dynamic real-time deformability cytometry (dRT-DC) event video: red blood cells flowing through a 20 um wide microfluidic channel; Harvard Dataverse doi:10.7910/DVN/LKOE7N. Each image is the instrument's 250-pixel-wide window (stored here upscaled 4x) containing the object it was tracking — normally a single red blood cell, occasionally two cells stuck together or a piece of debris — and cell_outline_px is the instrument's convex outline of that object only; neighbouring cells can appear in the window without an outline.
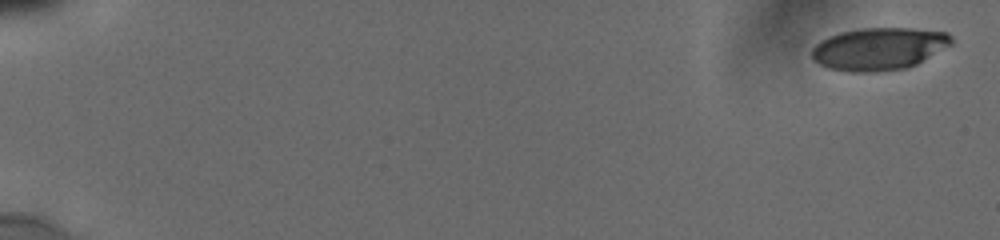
{"species": "human", "species_latin": "Homo sapiens", "temperature_condition": "cold", "stored_images_in_passage": 43, "camera_frame_rate_fps": 3000, "um_per_image_px": 0.085, "donor": {"sex": "male"}, "frame": {"image": 1, "passage_image": 1, "time_ms": 0.0, "image_size_px": [1000, 240], "cell_outline_px": [[952, 44], [916, 64], [908, 68], [876, 72], [848, 72], [828, 68], [820, 64], [812, 56], [812, 48], [820, 40], [828, 36], [840, 32], [860, 28], [912, 28], [948, 32], [952, 36]], "centroid_in_image_um": [74.71, 4.14], "position_along_channel_um": 10.3, "area_um2": 34.68}}
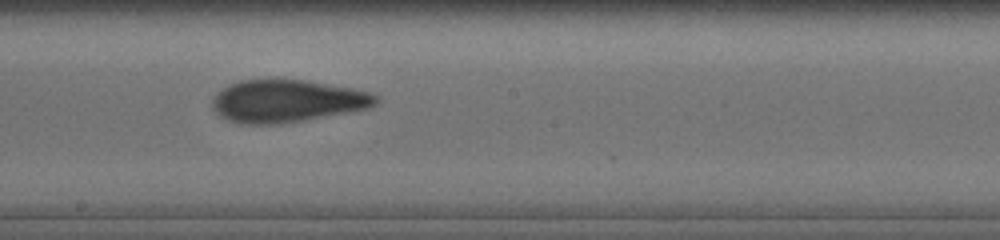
{"frame": {"image": 2, "passage_image": 26, "time_ms": 10.667, "image_size_px": [1000, 240], "cell_outline_px": [[380, 100], [376, 104], [368, 108], [304, 120], [280, 124], [240, 124], [228, 120], [220, 116], [212, 108], [212, 100], [224, 88], [240, 80], [276, 76], [304, 80], [352, 88], [372, 92], [380, 96]], "centroid_in_image_um": [24.41, 8.55], "position_along_channel_um": 223.8, "area_um2": 41.15}}
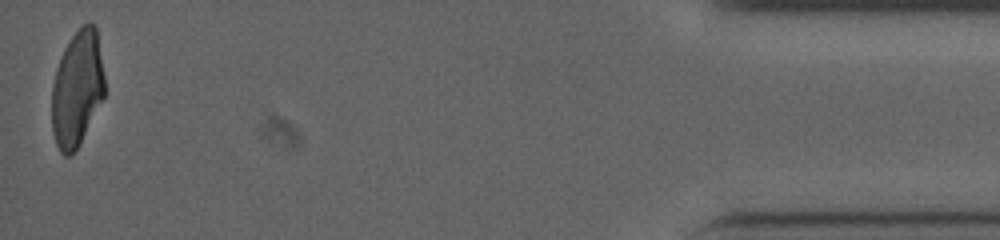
{"frame": {"image": 3, "passage_image": 43, "time_ms": 18.0, "image_size_px": [1000, 240], "cell_outline_px": [[104, 96], [80, 144], [68, 156], [64, 156], [60, 152], [56, 144], [52, 132], [52, 84], [56, 68], [60, 56], [64, 48], [80, 24], [92, 24], [96, 28], [104, 76]], "centroid_in_image_um": [6.53, 7.54], "position_along_channel_um": 428.7, "area_um2": 35.55}, "authors_computed_cell_mechanics": {"area_um2": 38.7838, "velocity_mm_per_s": 3.8344, "shape_relaxation_time_tau1_ms": 9.3599, "shape_relaxation_time_tau2_ms": 1.9364, "deformation_change_tau1": 0.2592, "deformation_change_tau2": 0.1003}}